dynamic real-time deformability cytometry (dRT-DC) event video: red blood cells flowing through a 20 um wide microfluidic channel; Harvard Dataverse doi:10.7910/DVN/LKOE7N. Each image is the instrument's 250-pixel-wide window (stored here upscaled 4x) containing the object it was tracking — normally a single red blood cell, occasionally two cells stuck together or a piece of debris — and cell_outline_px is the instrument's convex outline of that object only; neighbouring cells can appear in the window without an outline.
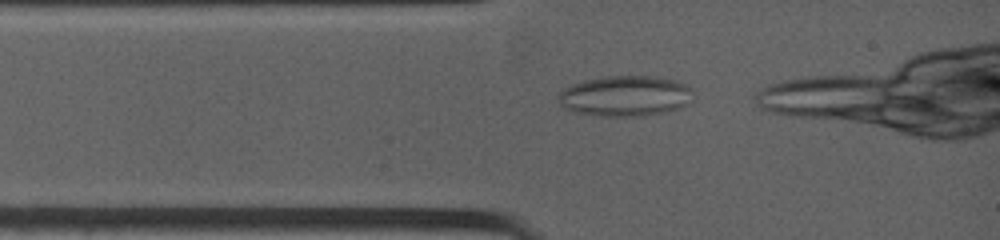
{"species": "common noctule bat (a hibernating species)", "species_latin": "Nyctalus noctula", "temperature_condition": "warm", "stored_images_in_passage": 5, "camera_frame_rate_fps": 4500, "um_per_image_px": 0.085, "animal": {"sex": "female", "body_mass_g": 19.0, "forearm_length_mm": 53.3}, "frame": {"image": 1, "passage_image": 1, "time_ms": 0.0, "image_size_px": [1000, 240], "cell_outline_px": [[692, 88], [688, 104], [680, 108], [664, 112], [644, 116], [600, 116], [576, 112], [564, 108], [560, 104], [556, 96], [564, 88], [572, 84], [584, 80], [604, 76], [656, 76], [676, 80], [688, 84]], "centroid_in_image_um": [53.14, 8.15], "position_along_channel_um": 31.9, "area_um2": 32.14}}